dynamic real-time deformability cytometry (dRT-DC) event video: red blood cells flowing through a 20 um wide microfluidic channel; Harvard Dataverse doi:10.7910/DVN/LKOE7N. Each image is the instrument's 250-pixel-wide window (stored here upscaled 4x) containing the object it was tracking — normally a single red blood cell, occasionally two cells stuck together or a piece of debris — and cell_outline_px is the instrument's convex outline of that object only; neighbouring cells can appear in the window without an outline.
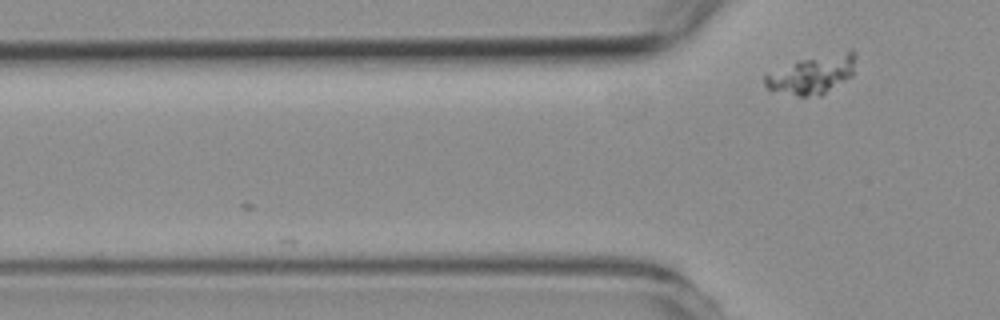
{"species": "common noctule bat (a hibernating species)", "species_latin": "Nyctalus noctula", "temperature_condition": "room temperature", "stored_images_in_passage": 3, "camera_frame_rate_fps": 3000, "um_per_image_px": 0.085, "animal": {"sex": "female", "body_mass_g": 19.3, "forearm_length_mm": 54.1}, "frame": {"image": 1, "passage_image": 3, "time_ms": 0.667, "image_size_px": [1000, 320], "cell_outline_px": [[856, 56], [852, 76], [820, 96], [796, 96], [768, 88], [764, 84], [764, 72], [800, 60], [852, 48], [856, 52]], "centroid_in_image_um": [69.05, 6.31], "position_along_channel_um": 56.7, "area_um2": 20.63}}